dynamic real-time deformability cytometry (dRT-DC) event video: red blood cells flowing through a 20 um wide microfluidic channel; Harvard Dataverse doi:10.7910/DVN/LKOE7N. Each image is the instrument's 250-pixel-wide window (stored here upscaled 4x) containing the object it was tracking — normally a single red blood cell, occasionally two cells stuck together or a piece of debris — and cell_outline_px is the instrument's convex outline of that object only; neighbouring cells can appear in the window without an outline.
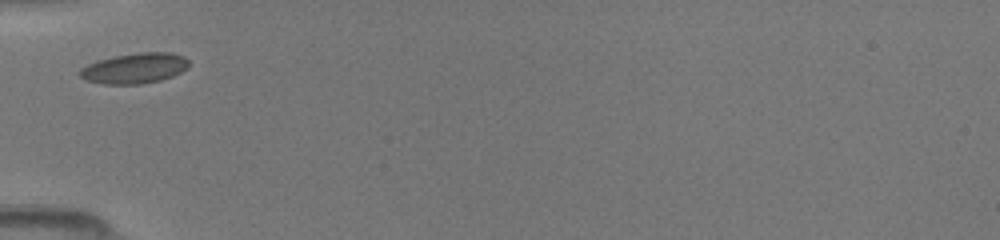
{"species": "common noctule bat (a hibernating species)", "species_latin": "Nyctalus noctula", "temperature_condition": "room temperature", "stored_images_in_passage": 29, "camera_frame_rate_fps": 3000, "um_per_image_px": 0.085, "animal": {"sex": "female", "body_mass_g": 19.5, "forearm_length_mm": 54.1}, "frame": {"image": 1, "passage_image": 1, "time_ms": 0.0, "image_size_px": [1000, 240], "cell_outline_px": [[188, 68], [172, 76], [160, 80], [140, 84], [104, 84], [88, 80], [80, 76], [80, 68], [88, 64], [112, 56], [140, 52], [172, 52], [184, 56], [188, 60]], "centroid_in_image_um": [11.47, 5.79], "position_along_channel_um": 73.5, "area_um2": 19.25}}
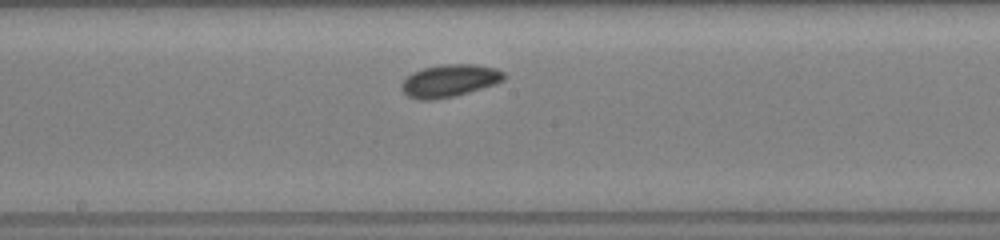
{"frame": {"image": 2, "passage_image": 11, "time_ms": 3.333, "image_size_px": [1000, 240], "cell_outline_px": [[504, 80], [496, 84], [468, 92], [452, 96], [428, 100], [420, 100], [408, 96], [400, 88], [400, 84], [412, 72], [424, 68], [444, 64], [476, 64], [496, 68], [504, 72]], "centroid_in_image_um": [38.21, 6.85], "position_along_channel_um": 210.0, "area_um2": 19.25}}
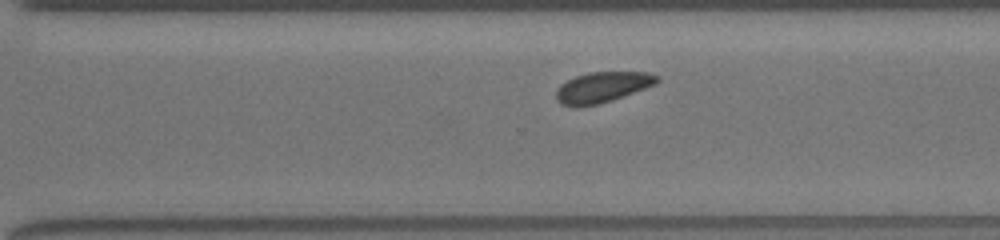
{"frame": {"image": 3, "passage_image": 19, "time_ms": 6.0, "image_size_px": [1000, 240], "cell_outline_px": [[660, 80], [656, 84], [612, 100], [596, 104], [576, 108], [560, 104], [556, 100], [556, 92], [560, 84], [576, 76], [588, 72], [648, 72], [660, 76]], "centroid_in_image_um": [51.19, 7.42], "position_along_channel_um": 319.4, "area_um2": 18.09}}